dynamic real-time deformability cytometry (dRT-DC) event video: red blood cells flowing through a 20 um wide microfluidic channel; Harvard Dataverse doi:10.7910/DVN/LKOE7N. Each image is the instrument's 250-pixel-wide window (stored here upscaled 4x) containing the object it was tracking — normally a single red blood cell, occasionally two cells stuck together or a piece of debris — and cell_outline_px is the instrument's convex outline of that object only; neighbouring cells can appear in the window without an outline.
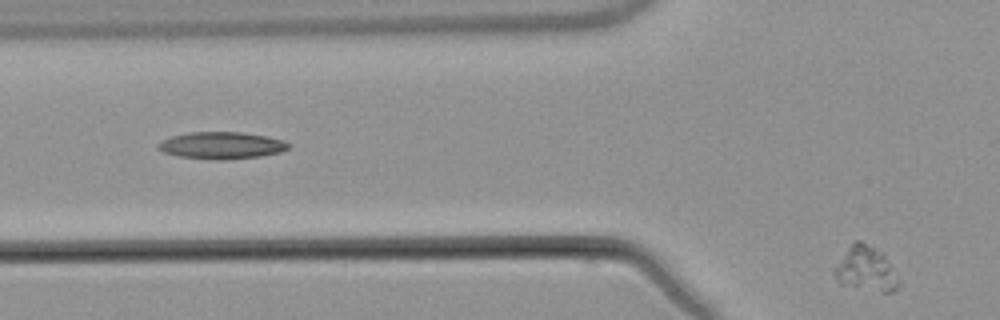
{"species": "common noctule bat (a hibernating species)", "species_latin": "Nyctalus noctula", "temperature_condition": "warm", "stored_images_in_passage": 6, "segment_of_instrument_passage": [2, 2], "camera_frame_rate_fps": 3000, "um_per_image_px": 0.085, "animal": {"sex": "male", "body_mass_g": 21.5, "forearm_length_mm": 52.0}, "frame": {"image": 1, "passage_image": 6, "time_ms": 6.0, "image_size_px": [1000, 320], "cell_outline_px": [[900, 284], [892, 292], [884, 292], [840, 284], [836, 280], [832, 272], [832, 268], [848, 248], [856, 240], [860, 240], [884, 256]], "centroid_in_image_um": [73.52, 22.89], "position_along_channel_um": 52.3, "area_um2": 16.13}}